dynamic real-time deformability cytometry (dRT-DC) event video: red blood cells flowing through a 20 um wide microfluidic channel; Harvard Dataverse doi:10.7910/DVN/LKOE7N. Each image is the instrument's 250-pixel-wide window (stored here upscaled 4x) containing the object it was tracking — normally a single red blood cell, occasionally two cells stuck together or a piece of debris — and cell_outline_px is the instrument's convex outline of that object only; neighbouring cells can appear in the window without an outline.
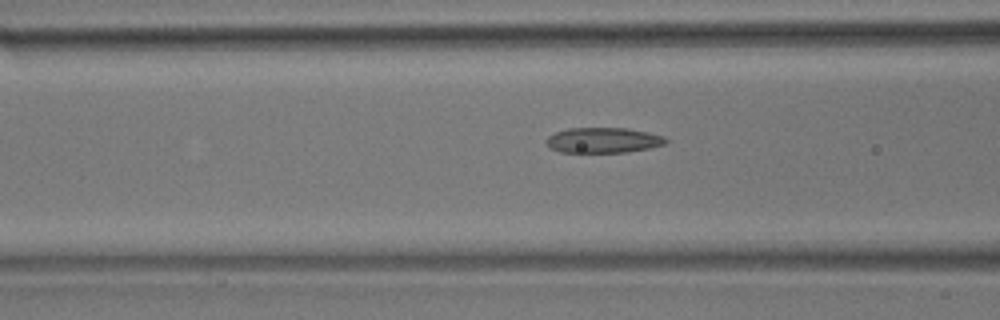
{"species": "common noctule bat (a hibernating species)", "species_latin": "Nyctalus noctula", "temperature_condition": "room temperature", "stored_images_in_passage": 7, "camera_frame_rate_fps": 3000, "um_per_image_px": 0.085, "animal": {"sex": "male", "body_mass_g": 17.9}, "frame": {"image": 1, "passage_image": 5, "time_ms": 1.333, "image_size_px": [1000, 320], "cell_outline_px": [[668, 140], [664, 144], [648, 148], [624, 152], [560, 152], [552, 148], [544, 140], [548, 136], [556, 132], [568, 128], [628, 128], [648, 132], [664, 136]], "centroid_in_image_um": [51.27, 11.91], "position_along_channel_um": 115.3, "area_um2": 17.51}}